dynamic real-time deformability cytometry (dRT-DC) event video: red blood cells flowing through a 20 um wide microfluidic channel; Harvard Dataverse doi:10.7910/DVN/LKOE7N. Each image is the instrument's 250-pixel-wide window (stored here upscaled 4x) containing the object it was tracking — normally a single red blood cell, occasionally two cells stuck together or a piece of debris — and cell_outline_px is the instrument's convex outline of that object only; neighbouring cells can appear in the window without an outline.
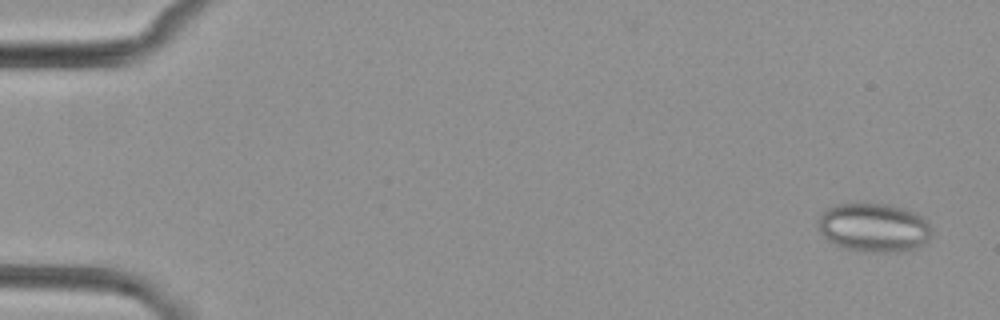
{"species": "common noctule bat (a hibernating species)", "species_latin": "Nyctalus noctula", "temperature_condition": "cold", "stored_images_in_passage": 5, "camera_frame_rate_fps": 3000, "um_per_image_px": 0.085, "animal": {"sex": "female", "body_mass_g": 29.2, "forearm_length_mm": 56.3}, "frame": {"image": 1, "passage_image": 1, "time_ms": 0.0, "image_size_px": [1000, 320], "cell_outline_px": [[928, 240], [924, 244], [916, 248], [900, 252], [872, 252], [844, 248], [828, 240], [824, 236], [816, 224], [816, 220], [828, 208], [840, 204], [888, 204], [904, 208], [920, 216], [928, 224]], "centroid_in_image_um": [74.24, 19.35], "position_along_channel_um": 10.8, "area_um2": 31.85}}